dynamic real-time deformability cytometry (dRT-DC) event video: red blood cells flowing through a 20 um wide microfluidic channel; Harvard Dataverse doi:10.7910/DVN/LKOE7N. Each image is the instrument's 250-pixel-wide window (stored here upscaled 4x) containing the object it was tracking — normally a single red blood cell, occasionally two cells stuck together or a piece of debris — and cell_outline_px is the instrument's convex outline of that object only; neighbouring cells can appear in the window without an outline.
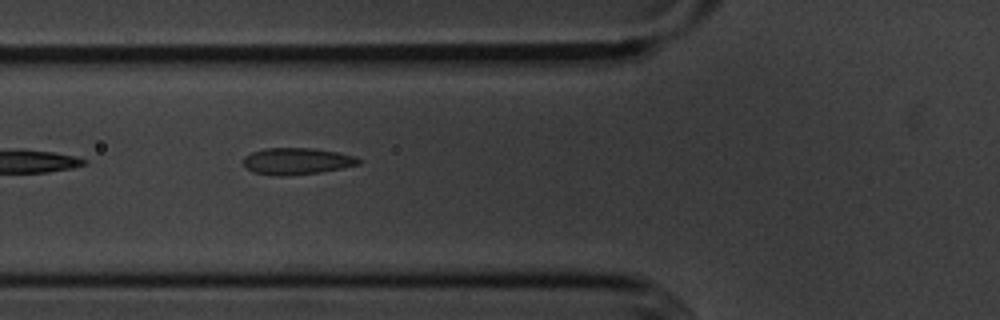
{"species": "common noctule bat (a hibernating species)", "species_latin": "Nyctalus noctula", "temperature_condition": "cold", "stored_images_in_passage": 10, "camera_frame_rate_fps": 3000, "um_per_image_px": 0.085, "animal": {"sex": "male", "body_mass_g": 20.1, "forearm_length_mm": 53.5}, "frame": {"image": 1, "passage_image": 5, "time_ms": 4.667, "image_size_px": [1000, 320], "cell_outline_px": [[360, 164], [320, 172], [288, 176], [272, 176], [252, 172], [244, 168], [244, 156], [252, 152], [264, 148], [312, 148], [340, 152], [356, 156], [360, 160]], "centroid_in_image_um": [25.2, 13.7], "position_along_channel_um": 100.6, "area_um2": 18.15}}
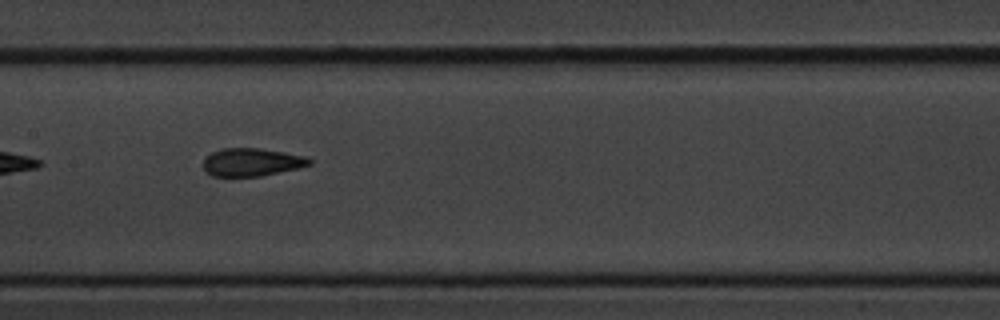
{"frame": {"image": 2, "passage_image": 7, "time_ms": 7.0, "image_size_px": [1000, 320], "cell_outline_px": [[312, 164], [296, 168], [260, 176], [212, 176], [204, 168], [204, 160], [212, 152], [224, 148], [260, 148], [308, 156], [312, 160]], "centroid_in_image_um": [21.43, 13.77], "position_along_channel_um": 186.0, "area_um2": 17.11}}
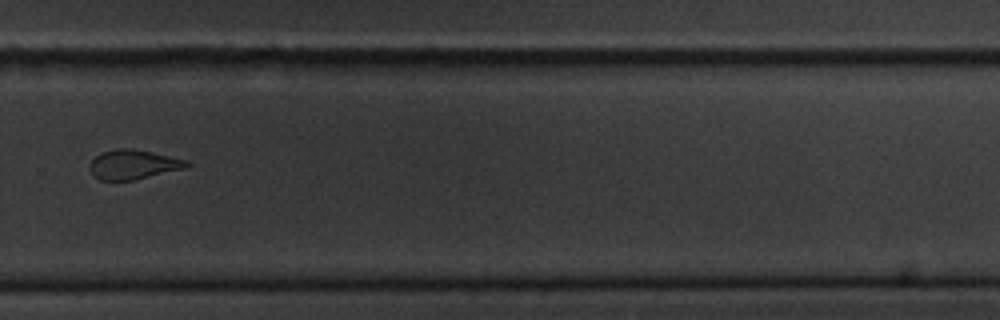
{"frame": {"image": 3, "passage_image": 10, "time_ms": 10.667, "image_size_px": [1000, 320], "cell_outline_px": [[192, 164], [188, 168], [132, 180], [100, 180], [92, 176], [88, 168], [88, 164], [96, 156], [104, 152], [120, 148], [132, 148], [188, 160]], "centroid_in_image_um": [11.34, 13.99], "position_along_channel_um": 318.5, "area_um2": 16.76}}